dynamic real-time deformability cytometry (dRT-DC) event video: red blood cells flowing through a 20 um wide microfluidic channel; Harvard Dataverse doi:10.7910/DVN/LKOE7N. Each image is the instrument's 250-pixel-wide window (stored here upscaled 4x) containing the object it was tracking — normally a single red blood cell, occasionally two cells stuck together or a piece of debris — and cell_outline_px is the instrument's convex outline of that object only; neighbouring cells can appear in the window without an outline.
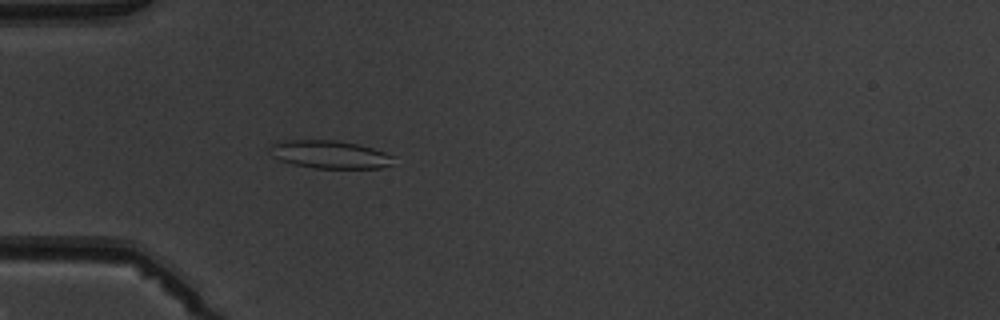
{"species": "common noctule bat (a hibernating species)", "species_latin": "Nyctalus noctula", "temperature_condition": "warm", "stored_images_in_passage": 5, "camera_frame_rate_fps": 3000, "um_per_image_px": 0.085, "animal": {"sex": "male", "body_mass_g": 19.5, "forearm_length_mm": 54.6}, "frame": {"image": 1, "passage_image": 5, "time_ms": 4.667, "image_size_px": [1000, 320], "cell_outline_px": [[396, 156], [392, 164], [380, 168], [316, 168], [292, 164], [280, 160], [272, 156], [268, 152], [268, 148], [272, 144], [284, 140], [336, 140], [356, 144], [372, 148]], "centroid_in_image_um": [28.01, 13.13], "position_along_channel_um": 57.0, "area_um2": 20.23}}